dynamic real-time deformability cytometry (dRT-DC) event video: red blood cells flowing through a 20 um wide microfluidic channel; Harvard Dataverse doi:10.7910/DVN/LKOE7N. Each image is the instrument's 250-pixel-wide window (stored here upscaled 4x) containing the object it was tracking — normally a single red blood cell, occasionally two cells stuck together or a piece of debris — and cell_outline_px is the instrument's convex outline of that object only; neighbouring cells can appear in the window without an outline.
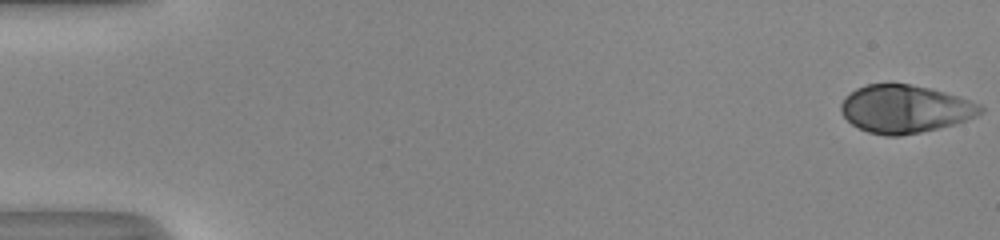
{"species": "human", "species_latin": "Homo sapiens", "temperature_condition": "room temperature", "stored_images_in_passage": 53, "camera_frame_rate_fps": 3000, "um_per_image_px": 0.085, "donor": {"sex": "male"}, "frame": {"image": 1, "passage_image": 1, "time_ms": 0.0, "image_size_px": [1000, 240], "cell_outline_px": [[984, 112], [976, 116], [952, 124], [920, 132], [900, 136], [884, 136], [868, 132], [852, 124], [840, 112], [840, 104], [856, 88], [868, 84], [908, 84], [928, 88], [944, 92], [980, 104], [984, 108]], "centroid_in_image_um": [76.91, 9.27], "position_along_channel_um": 8.1, "area_um2": 38.38}}
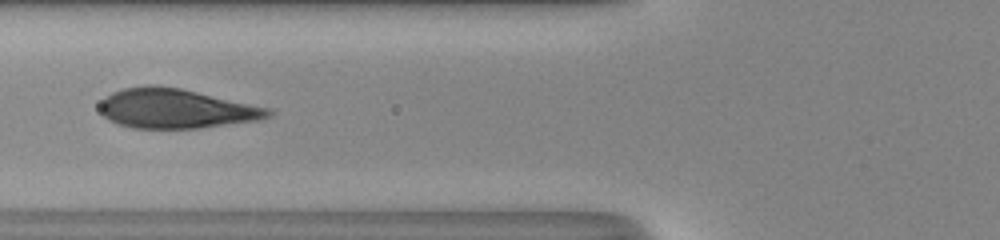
{"frame": {"image": 2, "passage_image": 22, "time_ms": 7.0, "image_size_px": [1000, 240], "cell_outline_px": [[272, 116], [260, 120], [200, 128], [132, 128], [108, 120], [100, 112], [100, 104], [112, 92], [124, 88], [148, 84], [152, 84], [180, 88], [272, 108]], "centroid_in_image_um": [15.0, 9.23], "position_along_channel_um": 110.8, "area_um2": 38.9}}
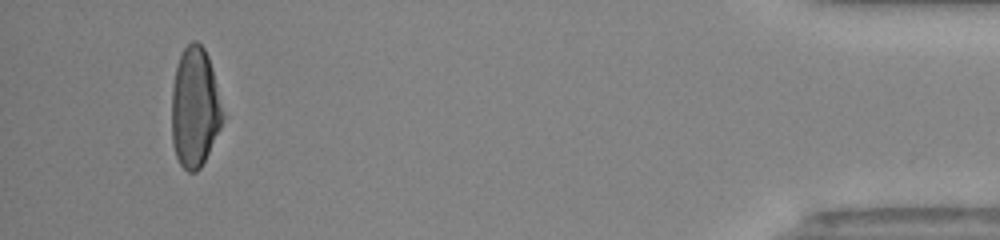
{"frame": {"image": 3, "passage_image": 50, "time_ms": 16.333, "image_size_px": [1000, 240], "cell_outline_px": [[224, 116], [220, 128], [200, 168], [196, 172], [188, 172], [180, 164], [176, 156], [172, 140], [172, 84], [176, 68], [180, 56], [184, 48], [192, 40], [196, 40], [204, 48], [208, 56], [212, 68]], "centroid_in_image_um": [16.55, 9.13], "position_along_channel_um": 418.7, "area_um2": 35.37}, "authors_computed_cell_mechanics": {"area_um2": 38.6104, "velocity_mm_per_s": 4.063, "shape_relaxation_time_tau1_ms": 3.85, "shape_relaxation_time_tau2_ms": null, "deformation_change_tau1": 0.1983, "deformation_change_tau2": null}}